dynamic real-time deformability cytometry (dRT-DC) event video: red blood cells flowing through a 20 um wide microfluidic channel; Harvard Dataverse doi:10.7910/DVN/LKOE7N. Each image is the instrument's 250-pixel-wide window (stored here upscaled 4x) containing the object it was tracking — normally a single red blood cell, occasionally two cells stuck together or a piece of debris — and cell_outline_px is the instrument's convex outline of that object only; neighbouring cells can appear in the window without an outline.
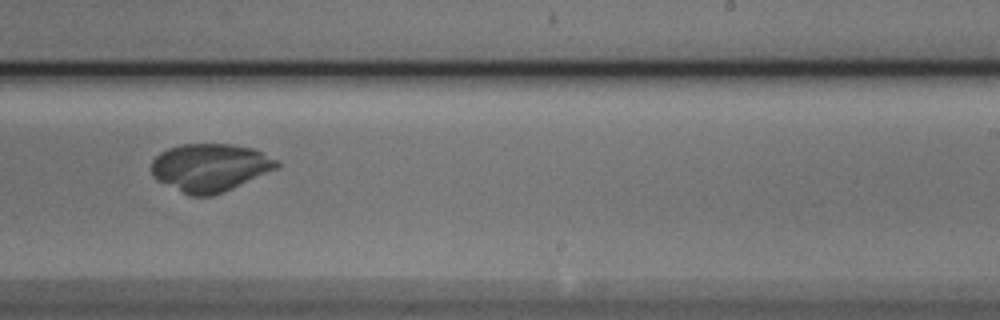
{"species": "Egyptian fruit bat (a non-hibernating species)", "species_latin": "Rousettus aegyptiacus", "temperature_condition": "cold", "stored_images_in_passage": 14, "camera_frame_rate_fps": 3000, "um_per_image_px": 0.085, "animal": {"sex": "male"}, "frame": {"image": 1, "passage_image": 10, "time_ms": 3.0, "image_size_px": [1000, 320], "cell_outline_px": [[280, 164], [276, 168], [224, 192], [212, 196], [188, 196], [156, 180], [152, 176], [152, 160], [160, 152], [168, 148], [180, 144], [232, 144], [252, 148], [280, 160]], "centroid_in_image_um": [17.82, 14.24], "position_along_channel_um": 271.2, "area_um2": 35.14}}
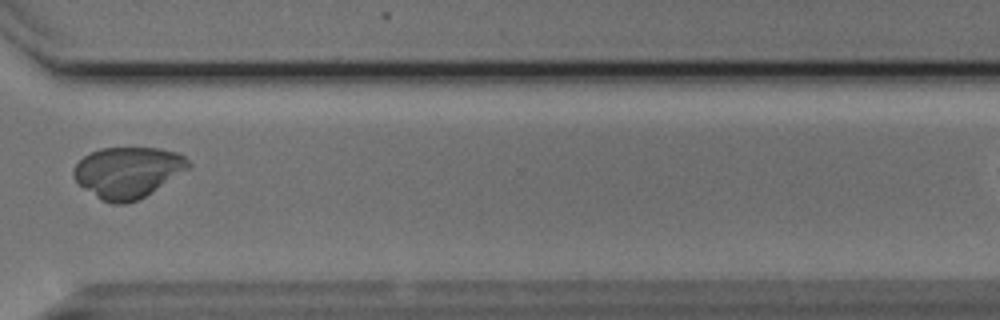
{"frame": {"image": 2, "passage_image": 12, "time_ms": 3.667, "image_size_px": [1000, 320], "cell_outline_px": [[192, 164], [188, 168], [144, 196], [136, 200], [124, 204], [112, 204], [96, 196], [84, 188], [76, 180], [72, 172], [76, 164], [84, 156], [100, 148], [160, 148], [176, 152], [184, 156]], "centroid_in_image_um": [10.85, 14.63], "position_along_channel_um": 359.8, "area_um2": 33.47}}